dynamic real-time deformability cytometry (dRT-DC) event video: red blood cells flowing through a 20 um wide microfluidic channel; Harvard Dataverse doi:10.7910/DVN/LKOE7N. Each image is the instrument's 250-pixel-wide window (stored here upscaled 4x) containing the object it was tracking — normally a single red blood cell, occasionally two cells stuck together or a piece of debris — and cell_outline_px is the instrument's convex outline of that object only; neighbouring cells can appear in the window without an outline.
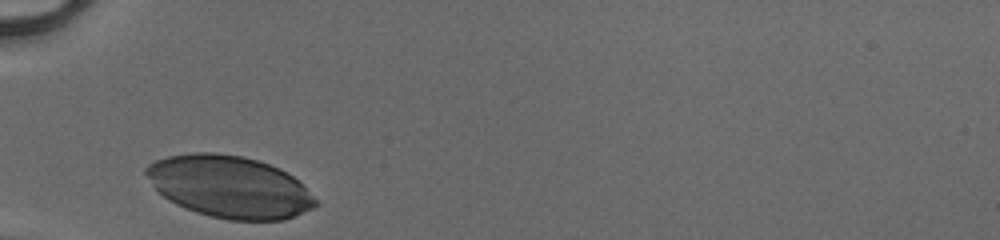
{"species": "human", "species_latin": "Homo sapiens", "temperature_condition": "cold", "stored_images_in_passage": 25, "camera_frame_rate_fps": 3000, "um_per_image_px": 0.085, "donor": {"sex": "male"}, "frame": {"image": 1, "passage_image": 1, "time_ms": 0.0, "image_size_px": [1000, 240], "cell_outline_px": [[320, 204], [312, 208], [284, 220], [228, 220], [196, 212], [176, 204], [168, 200], [156, 188], [144, 172], [144, 168], [148, 164], [156, 160], [168, 156], [192, 152], [212, 152], [244, 156], [268, 164], [288, 172]], "centroid_in_image_um": [19.48, 15.86], "position_along_channel_um": 65.5, "area_um2": 60.69}}
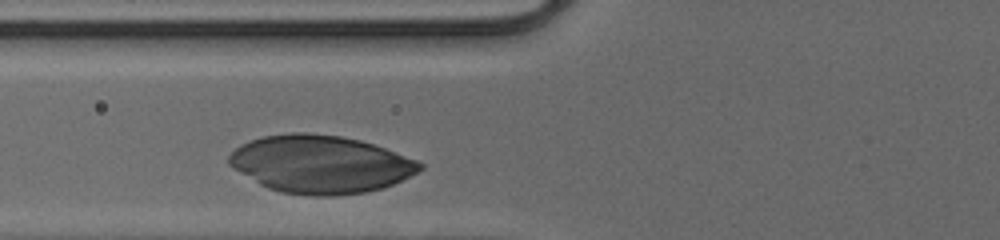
{"frame": {"image": 2, "passage_image": 4, "time_ms": 1.0, "image_size_px": [1000, 240], "cell_outline_px": [[424, 168], [384, 188], [364, 192], [332, 196], [308, 196], [280, 192], [268, 188], [260, 184], [232, 168], [228, 164], [228, 156], [240, 144], [248, 140], [264, 136], [292, 132], [308, 132], [340, 136], [360, 140], [384, 148], [416, 160], [424, 164]], "centroid_in_image_um": [27.19, 13.96], "position_along_channel_um": 98.6, "area_um2": 64.22}}
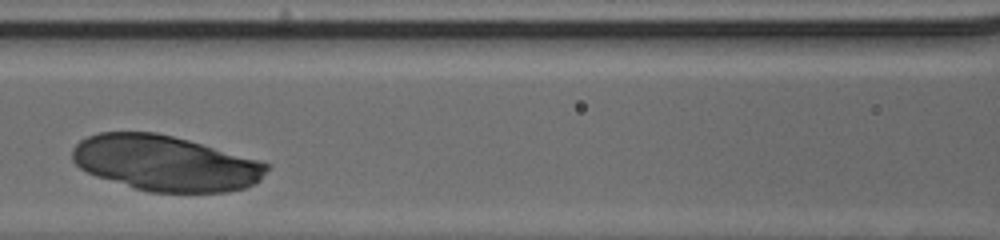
{"frame": {"image": 3, "passage_image": 8, "time_ms": 2.333, "image_size_px": [1000, 240], "cell_outline_px": [[268, 168], [260, 180], [256, 184], [244, 188], [228, 192], [148, 192], [96, 176], [80, 168], [72, 160], [72, 148], [80, 140], [88, 136], [100, 132], [156, 132], [188, 140], [260, 160], [268, 164]], "centroid_in_image_um": [14.05, 13.87], "position_along_channel_um": 152.6, "area_um2": 62.71}}